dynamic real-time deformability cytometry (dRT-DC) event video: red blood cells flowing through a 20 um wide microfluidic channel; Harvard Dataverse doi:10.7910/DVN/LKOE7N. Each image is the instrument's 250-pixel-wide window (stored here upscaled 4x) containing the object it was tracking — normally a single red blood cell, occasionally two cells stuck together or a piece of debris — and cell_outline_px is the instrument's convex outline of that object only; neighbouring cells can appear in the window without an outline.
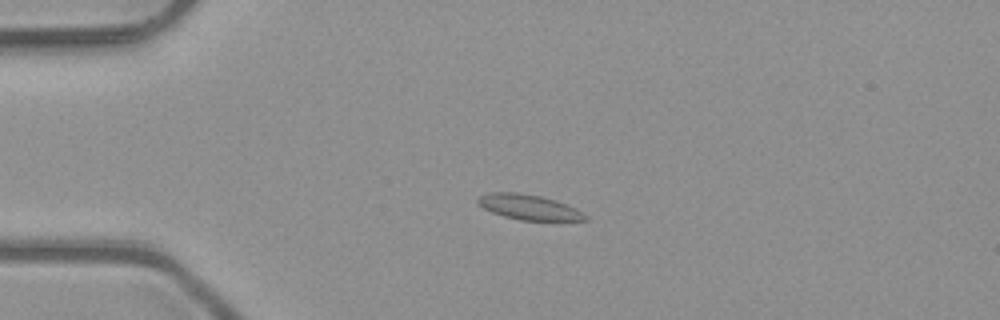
{"species": "common noctule bat (a hibernating species)", "species_latin": "Nyctalus noctula", "temperature_condition": "room temperature", "stored_images_in_passage": 5, "camera_frame_rate_fps": 3000, "um_per_image_px": 0.085, "animal": {"sex": "male", "body_mass_g": 23.1, "forearm_length_mm": 52.7}, "frame": {"image": 1, "passage_image": 4, "time_ms": 1.0, "image_size_px": [1000, 320], "cell_outline_px": [[588, 220], [520, 220], [504, 216], [492, 212], [476, 204], [476, 196], [492, 192], [516, 192], [540, 196], [556, 200], [576, 208], [588, 216]], "centroid_in_image_um": [44.91, 17.59], "position_along_channel_um": 40.1, "area_um2": 15.78}}